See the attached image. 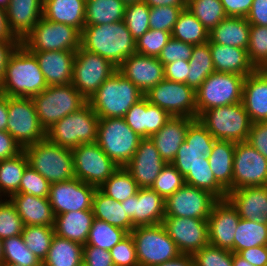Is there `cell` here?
<instances>
[{
    "mask_svg": "<svg viewBox=\"0 0 267 266\" xmlns=\"http://www.w3.org/2000/svg\"><path fill=\"white\" fill-rule=\"evenodd\" d=\"M250 23L244 17H227L209 32V42L247 50Z\"/></svg>",
    "mask_w": 267,
    "mask_h": 266,
    "instance_id": "34",
    "label": "cell"
},
{
    "mask_svg": "<svg viewBox=\"0 0 267 266\" xmlns=\"http://www.w3.org/2000/svg\"><path fill=\"white\" fill-rule=\"evenodd\" d=\"M79 266H87V265L82 262Z\"/></svg>",
    "mask_w": 267,
    "mask_h": 266,
    "instance_id": "78",
    "label": "cell"
},
{
    "mask_svg": "<svg viewBox=\"0 0 267 266\" xmlns=\"http://www.w3.org/2000/svg\"><path fill=\"white\" fill-rule=\"evenodd\" d=\"M194 120L191 117L171 116L161 130L149 137L166 163L175 159L180 145L185 141L187 129Z\"/></svg>",
    "mask_w": 267,
    "mask_h": 266,
    "instance_id": "28",
    "label": "cell"
},
{
    "mask_svg": "<svg viewBox=\"0 0 267 266\" xmlns=\"http://www.w3.org/2000/svg\"><path fill=\"white\" fill-rule=\"evenodd\" d=\"M144 97L129 79L116 71L88 100L100 119L123 118L127 111Z\"/></svg>",
    "mask_w": 267,
    "mask_h": 266,
    "instance_id": "3",
    "label": "cell"
},
{
    "mask_svg": "<svg viewBox=\"0 0 267 266\" xmlns=\"http://www.w3.org/2000/svg\"><path fill=\"white\" fill-rule=\"evenodd\" d=\"M227 17L246 18L253 0H220Z\"/></svg>",
    "mask_w": 267,
    "mask_h": 266,
    "instance_id": "65",
    "label": "cell"
},
{
    "mask_svg": "<svg viewBox=\"0 0 267 266\" xmlns=\"http://www.w3.org/2000/svg\"><path fill=\"white\" fill-rule=\"evenodd\" d=\"M150 7L143 1L125 7L124 22L136 41L149 29Z\"/></svg>",
    "mask_w": 267,
    "mask_h": 266,
    "instance_id": "49",
    "label": "cell"
},
{
    "mask_svg": "<svg viewBox=\"0 0 267 266\" xmlns=\"http://www.w3.org/2000/svg\"><path fill=\"white\" fill-rule=\"evenodd\" d=\"M233 266H254L237 253H233Z\"/></svg>",
    "mask_w": 267,
    "mask_h": 266,
    "instance_id": "73",
    "label": "cell"
},
{
    "mask_svg": "<svg viewBox=\"0 0 267 266\" xmlns=\"http://www.w3.org/2000/svg\"><path fill=\"white\" fill-rule=\"evenodd\" d=\"M99 189L115 201L123 202L137 193L139 187L125 167H119Z\"/></svg>",
    "mask_w": 267,
    "mask_h": 266,
    "instance_id": "44",
    "label": "cell"
},
{
    "mask_svg": "<svg viewBox=\"0 0 267 266\" xmlns=\"http://www.w3.org/2000/svg\"><path fill=\"white\" fill-rule=\"evenodd\" d=\"M187 9L209 32L227 18L220 0H189Z\"/></svg>",
    "mask_w": 267,
    "mask_h": 266,
    "instance_id": "46",
    "label": "cell"
},
{
    "mask_svg": "<svg viewBox=\"0 0 267 266\" xmlns=\"http://www.w3.org/2000/svg\"><path fill=\"white\" fill-rule=\"evenodd\" d=\"M19 44H20V41L0 40V85L2 83L3 73L6 67L8 58Z\"/></svg>",
    "mask_w": 267,
    "mask_h": 266,
    "instance_id": "68",
    "label": "cell"
},
{
    "mask_svg": "<svg viewBox=\"0 0 267 266\" xmlns=\"http://www.w3.org/2000/svg\"><path fill=\"white\" fill-rule=\"evenodd\" d=\"M75 178L99 188L119 167L97 143L72 149Z\"/></svg>",
    "mask_w": 267,
    "mask_h": 266,
    "instance_id": "15",
    "label": "cell"
},
{
    "mask_svg": "<svg viewBox=\"0 0 267 266\" xmlns=\"http://www.w3.org/2000/svg\"><path fill=\"white\" fill-rule=\"evenodd\" d=\"M3 263H14L22 266H42V262L26 246L22 235L2 240Z\"/></svg>",
    "mask_w": 267,
    "mask_h": 266,
    "instance_id": "48",
    "label": "cell"
},
{
    "mask_svg": "<svg viewBox=\"0 0 267 266\" xmlns=\"http://www.w3.org/2000/svg\"><path fill=\"white\" fill-rule=\"evenodd\" d=\"M187 7L158 6L150 7L149 27L154 30L172 32L174 24L183 9Z\"/></svg>",
    "mask_w": 267,
    "mask_h": 266,
    "instance_id": "55",
    "label": "cell"
},
{
    "mask_svg": "<svg viewBox=\"0 0 267 266\" xmlns=\"http://www.w3.org/2000/svg\"><path fill=\"white\" fill-rule=\"evenodd\" d=\"M32 100L39 122L45 131L88 102L71 83L48 86L44 91L33 96Z\"/></svg>",
    "mask_w": 267,
    "mask_h": 266,
    "instance_id": "7",
    "label": "cell"
},
{
    "mask_svg": "<svg viewBox=\"0 0 267 266\" xmlns=\"http://www.w3.org/2000/svg\"><path fill=\"white\" fill-rule=\"evenodd\" d=\"M116 71L117 67L109 60L80 47L75 54L71 84L88 101Z\"/></svg>",
    "mask_w": 267,
    "mask_h": 266,
    "instance_id": "13",
    "label": "cell"
},
{
    "mask_svg": "<svg viewBox=\"0 0 267 266\" xmlns=\"http://www.w3.org/2000/svg\"><path fill=\"white\" fill-rule=\"evenodd\" d=\"M190 71L187 76V85L196 91L206 78L215 72L209 41L194 45L192 56L188 61Z\"/></svg>",
    "mask_w": 267,
    "mask_h": 266,
    "instance_id": "42",
    "label": "cell"
},
{
    "mask_svg": "<svg viewBox=\"0 0 267 266\" xmlns=\"http://www.w3.org/2000/svg\"><path fill=\"white\" fill-rule=\"evenodd\" d=\"M109 251L114 266H139L135 242L130 233Z\"/></svg>",
    "mask_w": 267,
    "mask_h": 266,
    "instance_id": "58",
    "label": "cell"
},
{
    "mask_svg": "<svg viewBox=\"0 0 267 266\" xmlns=\"http://www.w3.org/2000/svg\"><path fill=\"white\" fill-rule=\"evenodd\" d=\"M92 212L94 218L106 221L109 224L124 229L128 233L134 228L132 220L125 213L124 205L96 189L92 200Z\"/></svg>",
    "mask_w": 267,
    "mask_h": 266,
    "instance_id": "36",
    "label": "cell"
},
{
    "mask_svg": "<svg viewBox=\"0 0 267 266\" xmlns=\"http://www.w3.org/2000/svg\"><path fill=\"white\" fill-rule=\"evenodd\" d=\"M141 139L124 118L99 119L96 143L118 167L130 162Z\"/></svg>",
    "mask_w": 267,
    "mask_h": 266,
    "instance_id": "8",
    "label": "cell"
},
{
    "mask_svg": "<svg viewBox=\"0 0 267 266\" xmlns=\"http://www.w3.org/2000/svg\"><path fill=\"white\" fill-rule=\"evenodd\" d=\"M194 266H233V252L207 245L192 255Z\"/></svg>",
    "mask_w": 267,
    "mask_h": 266,
    "instance_id": "53",
    "label": "cell"
},
{
    "mask_svg": "<svg viewBox=\"0 0 267 266\" xmlns=\"http://www.w3.org/2000/svg\"><path fill=\"white\" fill-rule=\"evenodd\" d=\"M247 142L267 159V122L252 123Z\"/></svg>",
    "mask_w": 267,
    "mask_h": 266,
    "instance_id": "62",
    "label": "cell"
},
{
    "mask_svg": "<svg viewBox=\"0 0 267 266\" xmlns=\"http://www.w3.org/2000/svg\"><path fill=\"white\" fill-rule=\"evenodd\" d=\"M267 185V159L247 141L237 142L234 151L233 190Z\"/></svg>",
    "mask_w": 267,
    "mask_h": 266,
    "instance_id": "17",
    "label": "cell"
},
{
    "mask_svg": "<svg viewBox=\"0 0 267 266\" xmlns=\"http://www.w3.org/2000/svg\"><path fill=\"white\" fill-rule=\"evenodd\" d=\"M183 185H185L184 177L171 163H167L158 174L151 188L166 200Z\"/></svg>",
    "mask_w": 267,
    "mask_h": 266,
    "instance_id": "52",
    "label": "cell"
},
{
    "mask_svg": "<svg viewBox=\"0 0 267 266\" xmlns=\"http://www.w3.org/2000/svg\"><path fill=\"white\" fill-rule=\"evenodd\" d=\"M23 228L15 205L8 198H0V239L21 235Z\"/></svg>",
    "mask_w": 267,
    "mask_h": 266,
    "instance_id": "51",
    "label": "cell"
},
{
    "mask_svg": "<svg viewBox=\"0 0 267 266\" xmlns=\"http://www.w3.org/2000/svg\"><path fill=\"white\" fill-rule=\"evenodd\" d=\"M99 119L87 102L46 130V139L68 149H74L81 144L96 143Z\"/></svg>",
    "mask_w": 267,
    "mask_h": 266,
    "instance_id": "4",
    "label": "cell"
},
{
    "mask_svg": "<svg viewBox=\"0 0 267 266\" xmlns=\"http://www.w3.org/2000/svg\"><path fill=\"white\" fill-rule=\"evenodd\" d=\"M0 40L19 41L9 29L6 17V8L4 7H0Z\"/></svg>",
    "mask_w": 267,
    "mask_h": 266,
    "instance_id": "69",
    "label": "cell"
},
{
    "mask_svg": "<svg viewBox=\"0 0 267 266\" xmlns=\"http://www.w3.org/2000/svg\"><path fill=\"white\" fill-rule=\"evenodd\" d=\"M125 5H128V4H133V3H136V2H140L142 0H121Z\"/></svg>",
    "mask_w": 267,
    "mask_h": 266,
    "instance_id": "75",
    "label": "cell"
},
{
    "mask_svg": "<svg viewBox=\"0 0 267 266\" xmlns=\"http://www.w3.org/2000/svg\"><path fill=\"white\" fill-rule=\"evenodd\" d=\"M250 25L267 26V0H253L246 17Z\"/></svg>",
    "mask_w": 267,
    "mask_h": 266,
    "instance_id": "66",
    "label": "cell"
},
{
    "mask_svg": "<svg viewBox=\"0 0 267 266\" xmlns=\"http://www.w3.org/2000/svg\"><path fill=\"white\" fill-rule=\"evenodd\" d=\"M117 71L129 79L143 94L165 79L164 65L159 59L139 53L127 57Z\"/></svg>",
    "mask_w": 267,
    "mask_h": 266,
    "instance_id": "22",
    "label": "cell"
},
{
    "mask_svg": "<svg viewBox=\"0 0 267 266\" xmlns=\"http://www.w3.org/2000/svg\"><path fill=\"white\" fill-rule=\"evenodd\" d=\"M242 104L252 123L267 122V71L256 69L243 84Z\"/></svg>",
    "mask_w": 267,
    "mask_h": 266,
    "instance_id": "26",
    "label": "cell"
},
{
    "mask_svg": "<svg viewBox=\"0 0 267 266\" xmlns=\"http://www.w3.org/2000/svg\"><path fill=\"white\" fill-rule=\"evenodd\" d=\"M237 254L254 266H267L266 245L241 250Z\"/></svg>",
    "mask_w": 267,
    "mask_h": 266,
    "instance_id": "67",
    "label": "cell"
},
{
    "mask_svg": "<svg viewBox=\"0 0 267 266\" xmlns=\"http://www.w3.org/2000/svg\"><path fill=\"white\" fill-rule=\"evenodd\" d=\"M170 38V32L149 29L143 36L136 40V53L158 57Z\"/></svg>",
    "mask_w": 267,
    "mask_h": 266,
    "instance_id": "54",
    "label": "cell"
},
{
    "mask_svg": "<svg viewBox=\"0 0 267 266\" xmlns=\"http://www.w3.org/2000/svg\"><path fill=\"white\" fill-rule=\"evenodd\" d=\"M235 142L216 140L208 156L216 181L228 192L233 190Z\"/></svg>",
    "mask_w": 267,
    "mask_h": 266,
    "instance_id": "35",
    "label": "cell"
},
{
    "mask_svg": "<svg viewBox=\"0 0 267 266\" xmlns=\"http://www.w3.org/2000/svg\"><path fill=\"white\" fill-rule=\"evenodd\" d=\"M162 225L181 254L193 255L209 245L208 221L205 219L164 217Z\"/></svg>",
    "mask_w": 267,
    "mask_h": 266,
    "instance_id": "18",
    "label": "cell"
},
{
    "mask_svg": "<svg viewBox=\"0 0 267 266\" xmlns=\"http://www.w3.org/2000/svg\"><path fill=\"white\" fill-rule=\"evenodd\" d=\"M86 0H43L42 17L73 26L82 32L85 27Z\"/></svg>",
    "mask_w": 267,
    "mask_h": 266,
    "instance_id": "33",
    "label": "cell"
},
{
    "mask_svg": "<svg viewBox=\"0 0 267 266\" xmlns=\"http://www.w3.org/2000/svg\"><path fill=\"white\" fill-rule=\"evenodd\" d=\"M240 218L267 222V185L232 190L226 197Z\"/></svg>",
    "mask_w": 267,
    "mask_h": 266,
    "instance_id": "27",
    "label": "cell"
},
{
    "mask_svg": "<svg viewBox=\"0 0 267 266\" xmlns=\"http://www.w3.org/2000/svg\"><path fill=\"white\" fill-rule=\"evenodd\" d=\"M157 266H194V260L192 255L181 254L177 258H174Z\"/></svg>",
    "mask_w": 267,
    "mask_h": 266,
    "instance_id": "71",
    "label": "cell"
},
{
    "mask_svg": "<svg viewBox=\"0 0 267 266\" xmlns=\"http://www.w3.org/2000/svg\"><path fill=\"white\" fill-rule=\"evenodd\" d=\"M8 96L0 93V131H7Z\"/></svg>",
    "mask_w": 267,
    "mask_h": 266,
    "instance_id": "70",
    "label": "cell"
},
{
    "mask_svg": "<svg viewBox=\"0 0 267 266\" xmlns=\"http://www.w3.org/2000/svg\"><path fill=\"white\" fill-rule=\"evenodd\" d=\"M7 132L22 149L46 139L32 98L8 96Z\"/></svg>",
    "mask_w": 267,
    "mask_h": 266,
    "instance_id": "12",
    "label": "cell"
},
{
    "mask_svg": "<svg viewBox=\"0 0 267 266\" xmlns=\"http://www.w3.org/2000/svg\"><path fill=\"white\" fill-rule=\"evenodd\" d=\"M267 243V222L240 218L233 239V253Z\"/></svg>",
    "mask_w": 267,
    "mask_h": 266,
    "instance_id": "40",
    "label": "cell"
},
{
    "mask_svg": "<svg viewBox=\"0 0 267 266\" xmlns=\"http://www.w3.org/2000/svg\"><path fill=\"white\" fill-rule=\"evenodd\" d=\"M171 37L192 45H200L209 41V31L185 8L174 24Z\"/></svg>",
    "mask_w": 267,
    "mask_h": 266,
    "instance_id": "41",
    "label": "cell"
},
{
    "mask_svg": "<svg viewBox=\"0 0 267 266\" xmlns=\"http://www.w3.org/2000/svg\"><path fill=\"white\" fill-rule=\"evenodd\" d=\"M128 234L124 229L94 218L86 244L110 250Z\"/></svg>",
    "mask_w": 267,
    "mask_h": 266,
    "instance_id": "45",
    "label": "cell"
},
{
    "mask_svg": "<svg viewBox=\"0 0 267 266\" xmlns=\"http://www.w3.org/2000/svg\"><path fill=\"white\" fill-rule=\"evenodd\" d=\"M20 43L30 52L77 51L81 47V32L73 26L41 17Z\"/></svg>",
    "mask_w": 267,
    "mask_h": 266,
    "instance_id": "9",
    "label": "cell"
},
{
    "mask_svg": "<svg viewBox=\"0 0 267 266\" xmlns=\"http://www.w3.org/2000/svg\"><path fill=\"white\" fill-rule=\"evenodd\" d=\"M1 266H22L14 263H3Z\"/></svg>",
    "mask_w": 267,
    "mask_h": 266,
    "instance_id": "77",
    "label": "cell"
},
{
    "mask_svg": "<svg viewBox=\"0 0 267 266\" xmlns=\"http://www.w3.org/2000/svg\"><path fill=\"white\" fill-rule=\"evenodd\" d=\"M29 166L50 184L75 178L72 149L44 139L25 147Z\"/></svg>",
    "mask_w": 267,
    "mask_h": 266,
    "instance_id": "5",
    "label": "cell"
},
{
    "mask_svg": "<svg viewBox=\"0 0 267 266\" xmlns=\"http://www.w3.org/2000/svg\"><path fill=\"white\" fill-rule=\"evenodd\" d=\"M15 205L24 226H53L55 214L48 198L33 196L27 193H15L10 198Z\"/></svg>",
    "mask_w": 267,
    "mask_h": 266,
    "instance_id": "30",
    "label": "cell"
},
{
    "mask_svg": "<svg viewBox=\"0 0 267 266\" xmlns=\"http://www.w3.org/2000/svg\"><path fill=\"white\" fill-rule=\"evenodd\" d=\"M121 205L134 227L162 224L165 217V199L152 188H139Z\"/></svg>",
    "mask_w": 267,
    "mask_h": 266,
    "instance_id": "20",
    "label": "cell"
},
{
    "mask_svg": "<svg viewBox=\"0 0 267 266\" xmlns=\"http://www.w3.org/2000/svg\"><path fill=\"white\" fill-rule=\"evenodd\" d=\"M190 66L186 60H178L164 65V77L167 80L187 84Z\"/></svg>",
    "mask_w": 267,
    "mask_h": 266,
    "instance_id": "63",
    "label": "cell"
},
{
    "mask_svg": "<svg viewBox=\"0 0 267 266\" xmlns=\"http://www.w3.org/2000/svg\"><path fill=\"white\" fill-rule=\"evenodd\" d=\"M10 0H0V7L6 8L9 4Z\"/></svg>",
    "mask_w": 267,
    "mask_h": 266,
    "instance_id": "76",
    "label": "cell"
},
{
    "mask_svg": "<svg viewBox=\"0 0 267 266\" xmlns=\"http://www.w3.org/2000/svg\"><path fill=\"white\" fill-rule=\"evenodd\" d=\"M209 48L216 72L234 73L246 77L256 70L245 49L211 42Z\"/></svg>",
    "mask_w": 267,
    "mask_h": 266,
    "instance_id": "31",
    "label": "cell"
},
{
    "mask_svg": "<svg viewBox=\"0 0 267 266\" xmlns=\"http://www.w3.org/2000/svg\"><path fill=\"white\" fill-rule=\"evenodd\" d=\"M167 163L150 138H142L138 148L125 168L139 188H151L160 171Z\"/></svg>",
    "mask_w": 267,
    "mask_h": 266,
    "instance_id": "23",
    "label": "cell"
},
{
    "mask_svg": "<svg viewBox=\"0 0 267 266\" xmlns=\"http://www.w3.org/2000/svg\"><path fill=\"white\" fill-rule=\"evenodd\" d=\"M93 220L92 210L58 214L55 216L54 233L58 237L86 245Z\"/></svg>",
    "mask_w": 267,
    "mask_h": 266,
    "instance_id": "32",
    "label": "cell"
},
{
    "mask_svg": "<svg viewBox=\"0 0 267 266\" xmlns=\"http://www.w3.org/2000/svg\"><path fill=\"white\" fill-rule=\"evenodd\" d=\"M43 0H10L6 17L10 31L21 42L42 17Z\"/></svg>",
    "mask_w": 267,
    "mask_h": 266,
    "instance_id": "29",
    "label": "cell"
},
{
    "mask_svg": "<svg viewBox=\"0 0 267 266\" xmlns=\"http://www.w3.org/2000/svg\"><path fill=\"white\" fill-rule=\"evenodd\" d=\"M130 234L139 266H157L181 255L162 224L134 227Z\"/></svg>",
    "mask_w": 267,
    "mask_h": 266,
    "instance_id": "11",
    "label": "cell"
},
{
    "mask_svg": "<svg viewBox=\"0 0 267 266\" xmlns=\"http://www.w3.org/2000/svg\"><path fill=\"white\" fill-rule=\"evenodd\" d=\"M216 139L208 132V130L195 119L188 127L185 142L189 147L195 149L212 150Z\"/></svg>",
    "mask_w": 267,
    "mask_h": 266,
    "instance_id": "60",
    "label": "cell"
},
{
    "mask_svg": "<svg viewBox=\"0 0 267 266\" xmlns=\"http://www.w3.org/2000/svg\"><path fill=\"white\" fill-rule=\"evenodd\" d=\"M193 48L194 45L171 37L157 58L163 65L178 60L189 61L192 56Z\"/></svg>",
    "mask_w": 267,
    "mask_h": 266,
    "instance_id": "59",
    "label": "cell"
},
{
    "mask_svg": "<svg viewBox=\"0 0 267 266\" xmlns=\"http://www.w3.org/2000/svg\"><path fill=\"white\" fill-rule=\"evenodd\" d=\"M22 151L21 146L7 131H0V161L13 158Z\"/></svg>",
    "mask_w": 267,
    "mask_h": 266,
    "instance_id": "64",
    "label": "cell"
},
{
    "mask_svg": "<svg viewBox=\"0 0 267 266\" xmlns=\"http://www.w3.org/2000/svg\"><path fill=\"white\" fill-rule=\"evenodd\" d=\"M149 7L158 6H175V7H187L186 0H142Z\"/></svg>",
    "mask_w": 267,
    "mask_h": 266,
    "instance_id": "72",
    "label": "cell"
},
{
    "mask_svg": "<svg viewBox=\"0 0 267 266\" xmlns=\"http://www.w3.org/2000/svg\"><path fill=\"white\" fill-rule=\"evenodd\" d=\"M31 53L37 59L48 86L67 85L72 82L76 51H41Z\"/></svg>",
    "mask_w": 267,
    "mask_h": 266,
    "instance_id": "25",
    "label": "cell"
},
{
    "mask_svg": "<svg viewBox=\"0 0 267 266\" xmlns=\"http://www.w3.org/2000/svg\"><path fill=\"white\" fill-rule=\"evenodd\" d=\"M50 183L31 166L23 172L20 187L17 193H27L33 196L48 198Z\"/></svg>",
    "mask_w": 267,
    "mask_h": 266,
    "instance_id": "56",
    "label": "cell"
},
{
    "mask_svg": "<svg viewBox=\"0 0 267 266\" xmlns=\"http://www.w3.org/2000/svg\"><path fill=\"white\" fill-rule=\"evenodd\" d=\"M97 187L77 178L50 184L49 203L55 216L70 211L92 210Z\"/></svg>",
    "mask_w": 267,
    "mask_h": 266,
    "instance_id": "19",
    "label": "cell"
},
{
    "mask_svg": "<svg viewBox=\"0 0 267 266\" xmlns=\"http://www.w3.org/2000/svg\"><path fill=\"white\" fill-rule=\"evenodd\" d=\"M83 263L87 266H114L109 250L83 245Z\"/></svg>",
    "mask_w": 267,
    "mask_h": 266,
    "instance_id": "61",
    "label": "cell"
},
{
    "mask_svg": "<svg viewBox=\"0 0 267 266\" xmlns=\"http://www.w3.org/2000/svg\"><path fill=\"white\" fill-rule=\"evenodd\" d=\"M3 264L2 239H0V266Z\"/></svg>",
    "mask_w": 267,
    "mask_h": 266,
    "instance_id": "74",
    "label": "cell"
},
{
    "mask_svg": "<svg viewBox=\"0 0 267 266\" xmlns=\"http://www.w3.org/2000/svg\"><path fill=\"white\" fill-rule=\"evenodd\" d=\"M29 165L24 150L17 156L0 161V198H10L20 187L24 170Z\"/></svg>",
    "mask_w": 267,
    "mask_h": 266,
    "instance_id": "39",
    "label": "cell"
},
{
    "mask_svg": "<svg viewBox=\"0 0 267 266\" xmlns=\"http://www.w3.org/2000/svg\"><path fill=\"white\" fill-rule=\"evenodd\" d=\"M125 7L121 0H86L85 25L124 21Z\"/></svg>",
    "mask_w": 267,
    "mask_h": 266,
    "instance_id": "38",
    "label": "cell"
},
{
    "mask_svg": "<svg viewBox=\"0 0 267 266\" xmlns=\"http://www.w3.org/2000/svg\"><path fill=\"white\" fill-rule=\"evenodd\" d=\"M144 97L171 116L197 119L196 93L187 84L164 79L150 88Z\"/></svg>",
    "mask_w": 267,
    "mask_h": 266,
    "instance_id": "14",
    "label": "cell"
},
{
    "mask_svg": "<svg viewBox=\"0 0 267 266\" xmlns=\"http://www.w3.org/2000/svg\"><path fill=\"white\" fill-rule=\"evenodd\" d=\"M247 52L256 69L267 67V26L250 25Z\"/></svg>",
    "mask_w": 267,
    "mask_h": 266,
    "instance_id": "50",
    "label": "cell"
},
{
    "mask_svg": "<svg viewBox=\"0 0 267 266\" xmlns=\"http://www.w3.org/2000/svg\"><path fill=\"white\" fill-rule=\"evenodd\" d=\"M185 184L206 190L218 199H225L227 191L216 181L208 157H201L192 170L184 177Z\"/></svg>",
    "mask_w": 267,
    "mask_h": 266,
    "instance_id": "43",
    "label": "cell"
},
{
    "mask_svg": "<svg viewBox=\"0 0 267 266\" xmlns=\"http://www.w3.org/2000/svg\"><path fill=\"white\" fill-rule=\"evenodd\" d=\"M81 47L109 60L117 68L136 53V41L124 21L85 25L81 32Z\"/></svg>",
    "mask_w": 267,
    "mask_h": 266,
    "instance_id": "2",
    "label": "cell"
},
{
    "mask_svg": "<svg viewBox=\"0 0 267 266\" xmlns=\"http://www.w3.org/2000/svg\"><path fill=\"white\" fill-rule=\"evenodd\" d=\"M210 152L211 150L189 147L184 141L180 145L177 155L171 164L185 177L192 170L196 162L201 160V157H208Z\"/></svg>",
    "mask_w": 267,
    "mask_h": 266,
    "instance_id": "57",
    "label": "cell"
},
{
    "mask_svg": "<svg viewBox=\"0 0 267 266\" xmlns=\"http://www.w3.org/2000/svg\"><path fill=\"white\" fill-rule=\"evenodd\" d=\"M123 118L141 138H149L163 128L171 115L143 97L133 104Z\"/></svg>",
    "mask_w": 267,
    "mask_h": 266,
    "instance_id": "24",
    "label": "cell"
},
{
    "mask_svg": "<svg viewBox=\"0 0 267 266\" xmlns=\"http://www.w3.org/2000/svg\"><path fill=\"white\" fill-rule=\"evenodd\" d=\"M197 119L216 140L235 143L247 141L252 126L242 102L206 110Z\"/></svg>",
    "mask_w": 267,
    "mask_h": 266,
    "instance_id": "6",
    "label": "cell"
},
{
    "mask_svg": "<svg viewBox=\"0 0 267 266\" xmlns=\"http://www.w3.org/2000/svg\"><path fill=\"white\" fill-rule=\"evenodd\" d=\"M218 200L215 195L206 190L185 184L165 200V217L208 220Z\"/></svg>",
    "mask_w": 267,
    "mask_h": 266,
    "instance_id": "16",
    "label": "cell"
},
{
    "mask_svg": "<svg viewBox=\"0 0 267 266\" xmlns=\"http://www.w3.org/2000/svg\"><path fill=\"white\" fill-rule=\"evenodd\" d=\"M240 216L236 208L225 199H219L208 218L209 244L233 252V239Z\"/></svg>",
    "mask_w": 267,
    "mask_h": 266,
    "instance_id": "21",
    "label": "cell"
},
{
    "mask_svg": "<svg viewBox=\"0 0 267 266\" xmlns=\"http://www.w3.org/2000/svg\"><path fill=\"white\" fill-rule=\"evenodd\" d=\"M245 77L234 73L213 72L195 91L198 116L209 109L242 102Z\"/></svg>",
    "mask_w": 267,
    "mask_h": 266,
    "instance_id": "10",
    "label": "cell"
},
{
    "mask_svg": "<svg viewBox=\"0 0 267 266\" xmlns=\"http://www.w3.org/2000/svg\"><path fill=\"white\" fill-rule=\"evenodd\" d=\"M47 87L37 59L20 43L8 58L0 93L9 97L32 98Z\"/></svg>",
    "mask_w": 267,
    "mask_h": 266,
    "instance_id": "1",
    "label": "cell"
},
{
    "mask_svg": "<svg viewBox=\"0 0 267 266\" xmlns=\"http://www.w3.org/2000/svg\"><path fill=\"white\" fill-rule=\"evenodd\" d=\"M82 257L83 245L54 235L42 266H79Z\"/></svg>",
    "mask_w": 267,
    "mask_h": 266,
    "instance_id": "37",
    "label": "cell"
},
{
    "mask_svg": "<svg viewBox=\"0 0 267 266\" xmlns=\"http://www.w3.org/2000/svg\"><path fill=\"white\" fill-rule=\"evenodd\" d=\"M22 238L26 246L43 262L47 257L52 239L55 235L53 226H24Z\"/></svg>",
    "mask_w": 267,
    "mask_h": 266,
    "instance_id": "47",
    "label": "cell"
}]
</instances>
